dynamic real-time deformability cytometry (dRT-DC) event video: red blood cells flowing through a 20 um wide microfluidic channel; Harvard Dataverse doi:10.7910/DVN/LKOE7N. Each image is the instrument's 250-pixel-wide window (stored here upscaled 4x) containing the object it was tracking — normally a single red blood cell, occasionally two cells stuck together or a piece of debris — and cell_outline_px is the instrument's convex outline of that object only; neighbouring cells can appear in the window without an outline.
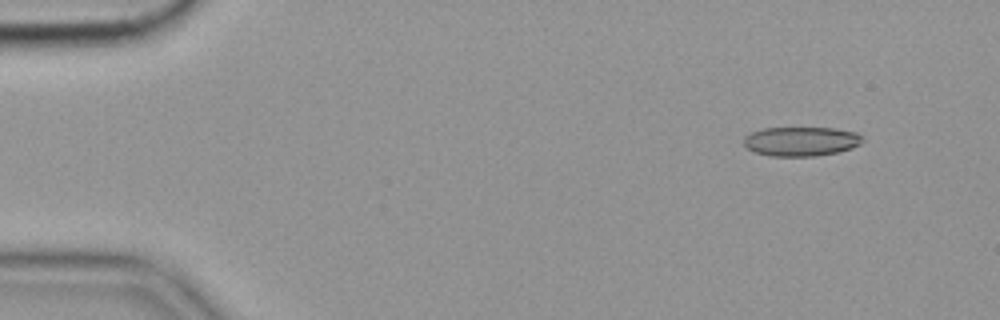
{"species": "common noctule bat (a hibernating species)", "species_latin": "Nyctalus noctula", "temperature_condition": "cold", "stored_images_in_passage": 52, "camera_frame_rate_fps": 3000, "um_per_image_px": 0.085, "animal": {"sex": "female", "body_mass_g": 19.9}, "frame": {"image": 1, "passage_image": 1, "time_ms": 0.0, "image_size_px": [1000, 320], "cell_outline_px": [[860, 144], [852, 148], [836, 152], [816, 156], [768, 156], [752, 152], [744, 144], [744, 136], [752, 132], [764, 128], [832, 128], [856, 132], [860, 136]], "centroid_in_image_um": [68.03, 12.02], "position_along_channel_um": 17.0, "area_um2": 20.17}}
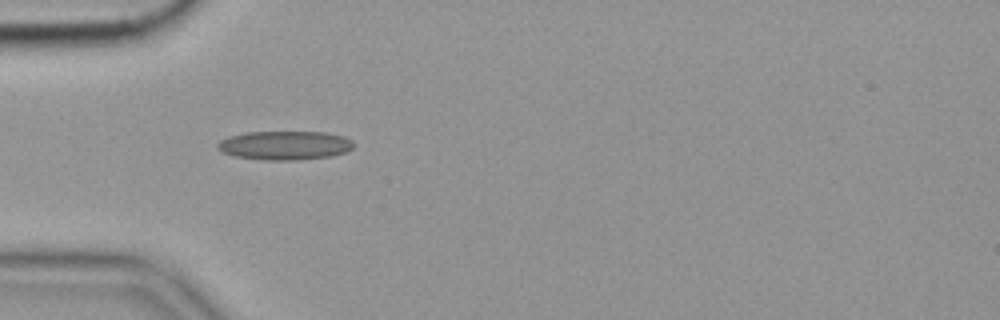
{"frame": {"image": 2, "passage_image": 13, "time_ms": 4.0, "image_size_px": [1000, 320], "cell_outline_px": [[352, 148], [348, 152], [332, 156], [300, 160], [264, 160], [232, 156], [216, 148], [216, 144], [220, 140], [228, 136], [248, 132], [324, 132], [344, 136], [352, 140]], "centroid_in_image_um": [24.2, 12.36], "position_along_channel_um": 60.8, "area_um2": 23.12}}
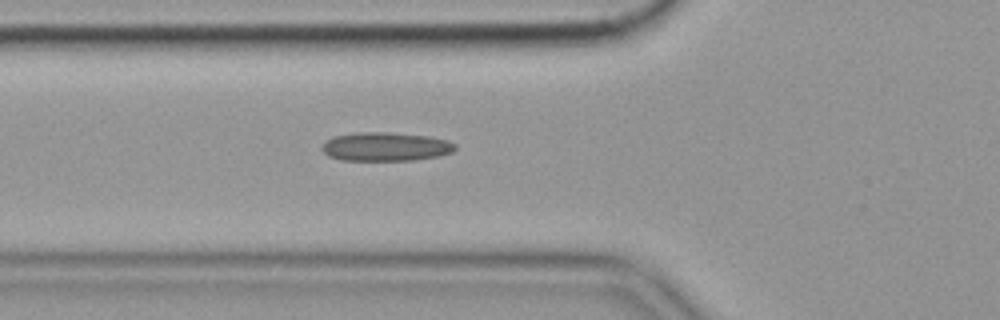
{"frame": {"image": 3, "passage_image": 16, "time_ms": 5.0, "image_size_px": [1000, 320], "cell_outline_px": [[456, 148], [452, 152], [436, 156], [416, 160], [340, 160], [328, 156], [324, 152], [324, 144], [332, 136], [356, 132], [388, 132], [428, 136], [448, 140], [456, 144]], "centroid_in_image_um": [32.79, 12.46], "position_along_channel_um": 93.0, "area_um2": 22.25}, "authors_computed_cell_mechanics": {"area_um2": 20.6057, "velocity_mm_per_s": 3.5666, "shape_relaxation_time_tau1_ms": null, "shape_relaxation_time_tau2_ms": 8.6452, "deformation_change_tau1": null, "deformation_change_tau2": 0.2004}}